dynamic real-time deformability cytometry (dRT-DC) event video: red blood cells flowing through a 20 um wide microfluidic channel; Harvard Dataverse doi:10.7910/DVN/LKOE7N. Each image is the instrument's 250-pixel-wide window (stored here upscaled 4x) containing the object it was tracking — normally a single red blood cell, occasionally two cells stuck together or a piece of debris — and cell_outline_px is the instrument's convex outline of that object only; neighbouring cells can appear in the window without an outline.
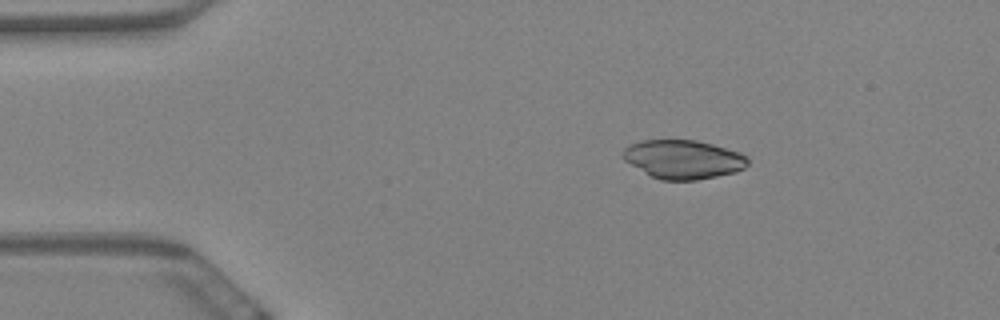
{"species": "Egyptian fruit bat (a non-hibernating species)", "species_latin": "Rousettus aegyptiacus", "temperature_condition": "warm", "stored_images_in_passage": 50, "camera_frame_rate_fps": 3000, "um_per_image_px": 0.085, "animal": {"sex": "female"}, "frame": {"image": 1, "passage_image": 1, "time_ms": 0.0, "image_size_px": [1000, 320], "cell_outline_px": [[748, 164], [744, 168], [736, 172], [696, 180], [660, 180], [652, 176], [624, 160], [620, 156], [624, 148], [628, 144], [644, 140], [696, 140], [712, 144], [740, 152], [748, 156]], "centroid_in_image_um": [58.07, 13.54], "position_along_channel_um": 26.9, "area_um2": 28.26}}
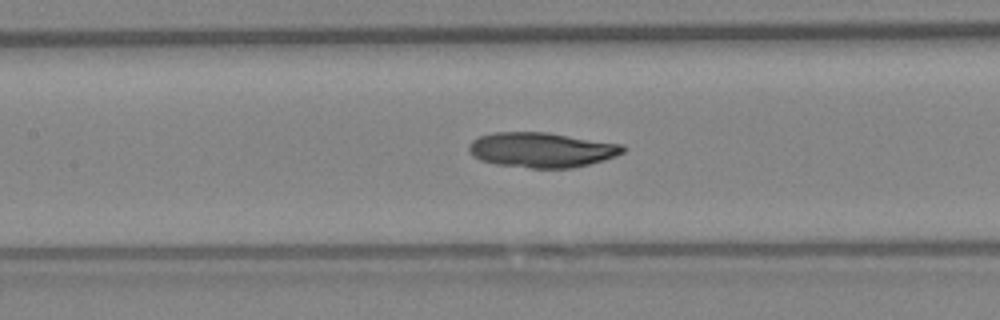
{"frame": {"image": 2, "passage_image": 18, "time_ms": 5.667, "image_size_px": [1000, 320], "cell_outline_px": [[624, 152], [616, 156], [604, 160], [572, 168], [532, 168], [496, 164], [480, 160], [472, 156], [468, 148], [468, 144], [472, 140], [480, 136], [492, 132], [548, 132], [624, 144]], "centroid_in_image_um": [46.03, 12.73], "position_along_channel_um": 161.4, "area_um2": 31.62}}
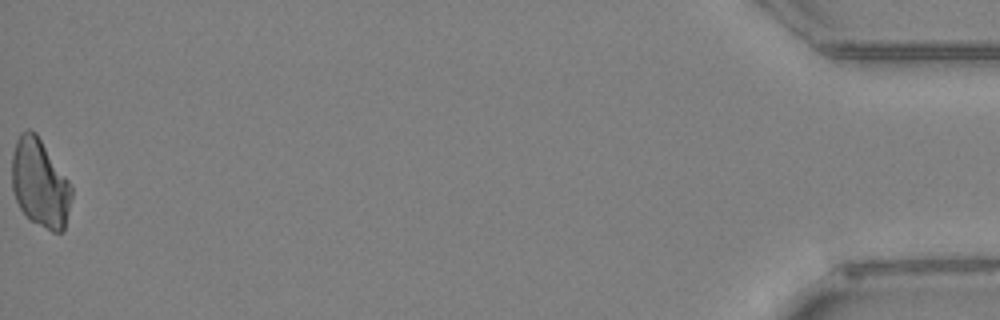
{"frame": {"image": 3, "passage_image": 50, "time_ms": 16.333, "image_size_px": [1000, 320], "cell_outline_px": [[72, 196], [64, 228], [60, 232], [52, 232], [32, 220], [20, 208], [16, 200], [12, 188], [12, 156], [16, 140], [20, 132], [28, 128], [36, 132], [68, 180], [72, 188]], "centroid_in_image_um": [3.38, 15.54], "position_along_channel_um": 431.8, "area_um2": 30.4}}